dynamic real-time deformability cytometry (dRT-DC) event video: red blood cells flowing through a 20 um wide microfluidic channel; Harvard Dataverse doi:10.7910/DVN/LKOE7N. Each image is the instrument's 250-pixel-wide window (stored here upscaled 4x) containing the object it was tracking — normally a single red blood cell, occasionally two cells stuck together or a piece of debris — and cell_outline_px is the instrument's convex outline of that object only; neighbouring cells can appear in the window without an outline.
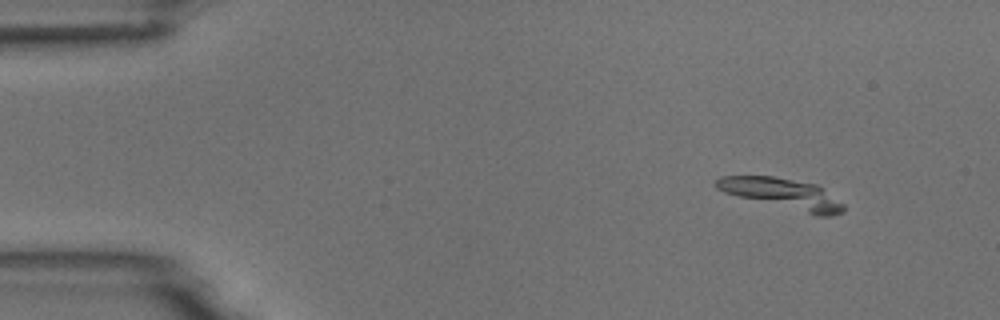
{"species": "common noctule bat (a hibernating species)", "species_latin": "Nyctalus noctula", "temperature_condition": "room temperature", "stored_images_in_passage": 4, "camera_frame_rate_fps": 3000, "um_per_image_px": 0.085, "animal": {"sex": "male", "body_mass_g": 18.8}, "frame": {"image": 1, "passage_image": 1, "time_ms": 0.0, "image_size_px": [1000, 320], "cell_outline_px": [[844, 212], [832, 216], [816, 216], [724, 192], [716, 188], [712, 184], [720, 176], [772, 176], [816, 184], [844, 204]], "centroid_in_image_um": [66.52, 16.47], "position_along_channel_um": 18.5, "area_um2": 22.48}}